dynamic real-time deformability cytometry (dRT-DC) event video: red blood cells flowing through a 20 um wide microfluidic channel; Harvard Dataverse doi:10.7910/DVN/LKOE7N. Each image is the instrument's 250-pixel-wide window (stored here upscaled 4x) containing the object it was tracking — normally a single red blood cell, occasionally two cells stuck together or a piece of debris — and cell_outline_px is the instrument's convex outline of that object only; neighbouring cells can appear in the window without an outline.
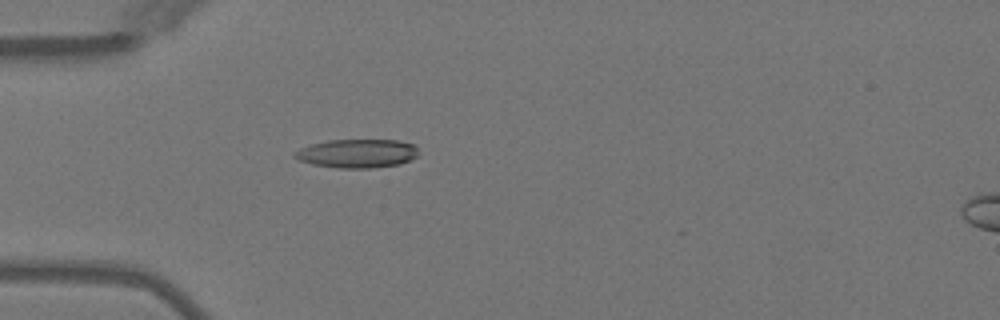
{"species": "Egyptian fruit bat (a non-hibernating species)", "species_latin": "Rousettus aegyptiacus", "temperature_condition": "warm", "stored_images_in_passage": 38, "camera_frame_rate_fps": 3000, "um_per_image_px": 0.085, "animal": {"sex": "female"}, "frame": {"image": 1, "passage_image": 3, "time_ms": 0.667, "image_size_px": [1000, 320], "cell_outline_px": [[420, 152], [416, 156], [400, 164], [372, 168], [336, 168], [312, 164], [300, 160], [292, 156], [300, 148], [312, 144], [328, 140], [396, 140], [416, 144]], "centroid_in_image_um": [30.39, 13.04], "position_along_channel_um": 54.6, "area_um2": 20.75}}
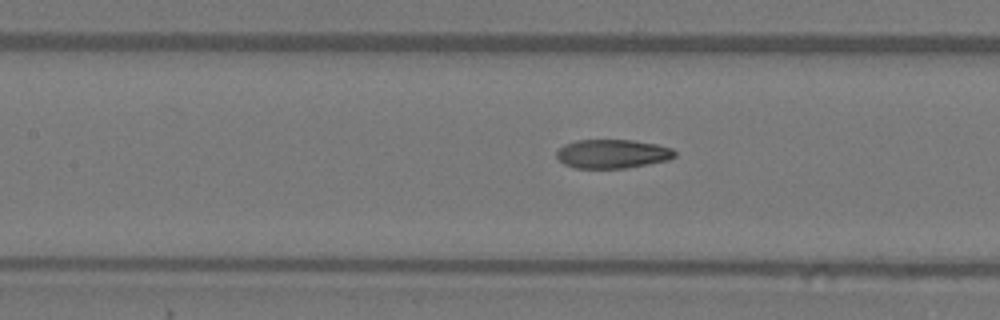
{"frame": {"image": 2, "passage_image": 11, "time_ms": 3.333, "image_size_px": [1000, 320], "cell_outline_px": [[676, 156], [668, 160], [648, 164], [624, 168], [576, 168], [564, 164], [556, 156], [556, 152], [564, 144], [576, 140], [632, 140], [656, 144], [672, 148], [676, 152]], "centroid_in_image_um": [52.06, 13.07], "position_along_channel_um": 155.3, "area_um2": 19.88}}
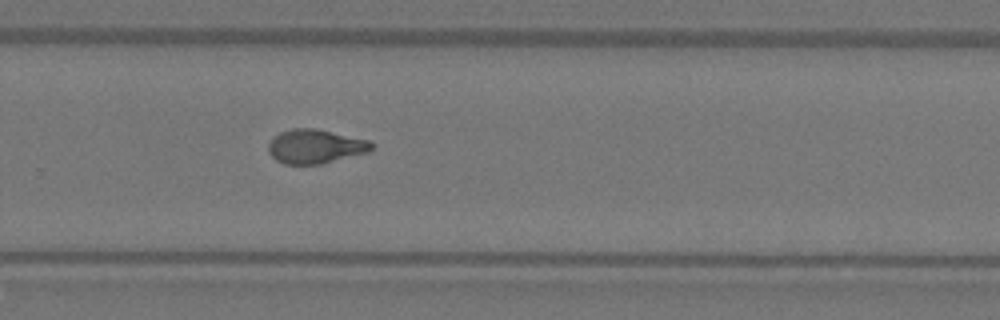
{"frame": {"image": 3, "passage_image": 22, "time_ms": 7.0, "image_size_px": [1000, 320], "cell_outline_px": [[376, 144], [368, 152], [320, 164], [284, 164], [276, 160], [268, 152], [268, 144], [272, 136], [280, 132], [292, 128], [312, 128], [368, 140]], "centroid_in_image_um": [26.76, 12.45], "position_along_channel_um": 303.0, "area_um2": 20.4}, "authors_computed_cell_mechanics": {"area_um2": 20.4034, "velocity_mm_per_s": 4.0568, "shape_relaxation_time_tau1_ms": 6.9218, "shape_relaxation_time_tau2_ms": 1.5006, "deformation_change_tau1": 0.2356, "deformation_change_tau2": 0.0824}}